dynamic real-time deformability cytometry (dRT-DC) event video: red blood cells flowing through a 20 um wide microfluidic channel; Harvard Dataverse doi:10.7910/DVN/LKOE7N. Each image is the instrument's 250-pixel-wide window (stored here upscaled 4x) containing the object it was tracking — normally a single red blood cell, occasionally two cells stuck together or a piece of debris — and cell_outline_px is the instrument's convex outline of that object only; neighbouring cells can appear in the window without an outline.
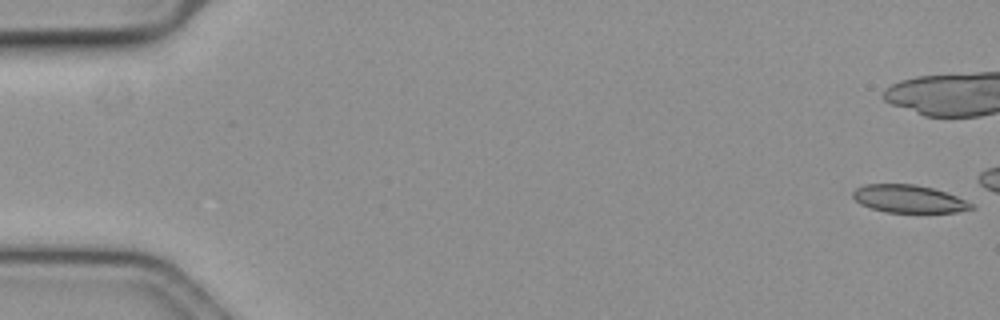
{"species": "common noctule bat (a hibernating species)", "species_latin": "Nyctalus noctula", "temperature_condition": "cold", "stored_images_in_passage": 15, "camera_frame_rate_fps": 3000, "um_per_image_px": 0.085, "animal": {"sex": "female", "body_mass_g": 19.3, "forearm_length_mm": 54.1}, "frame": {"image": 1, "passage_image": 1, "time_ms": 0.0, "image_size_px": [1000, 320], "cell_outline_px": [[976, 208], [956, 212], [884, 212], [860, 204], [852, 196], [852, 192], [856, 188], [864, 184], [916, 184], [932, 188], [956, 196], [972, 204]], "centroid_in_image_um": [77.22, 16.9], "position_along_channel_um": 7.8, "area_um2": 19.02}}